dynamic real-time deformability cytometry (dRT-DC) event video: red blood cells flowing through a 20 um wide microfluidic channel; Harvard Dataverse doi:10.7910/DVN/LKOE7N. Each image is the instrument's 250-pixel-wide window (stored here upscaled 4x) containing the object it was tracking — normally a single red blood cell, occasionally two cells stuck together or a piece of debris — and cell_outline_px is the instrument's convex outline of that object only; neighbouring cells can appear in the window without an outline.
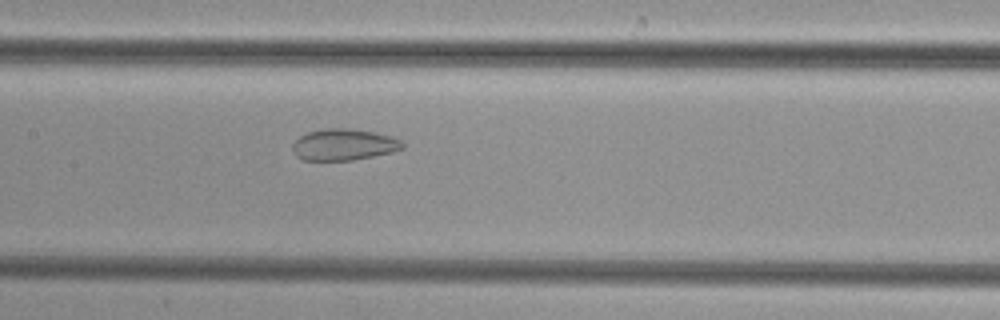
{"species": "common noctule bat (a hibernating species)", "species_latin": "Nyctalus noctula", "temperature_condition": "cold", "stored_images_in_passage": 49, "camera_frame_rate_fps": 3000, "um_per_image_px": 0.085, "animal": {"sex": "female", "body_mass_g": 29.2, "forearm_length_mm": 56.3}, "frame": {"image": 1, "passage_image": 23, "time_ms": 7.333, "image_size_px": [1000, 320], "cell_outline_px": [[404, 148], [392, 152], [352, 160], [304, 160], [296, 156], [292, 148], [292, 144], [300, 136], [308, 132], [324, 128], [352, 128], [392, 136], [400, 140], [404, 144]], "centroid_in_image_um": [29.22, 12.29], "position_along_channel_um": 178.2, "area_um2": 20.11}}
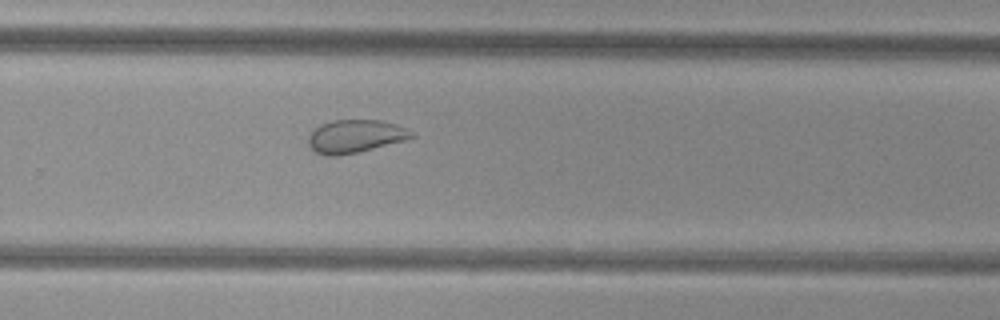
{"frame": {"image": 2, "passage_image": 32, "time_ms": 10.333, "image_size_px": [1000, 320], "cell_outline_px": [[416, 136], [408, 140], [356, 152], [336, 156], [328, 156], [316, 152], [308, 144], [308, 136], [320, 124], [332, 120], [380, 120], [396, 124], [416, 132]], "centroid_in_image_um": [30.25, 11.57], "position_along_channel_um": 299.6, "area_um2": 19.94}}
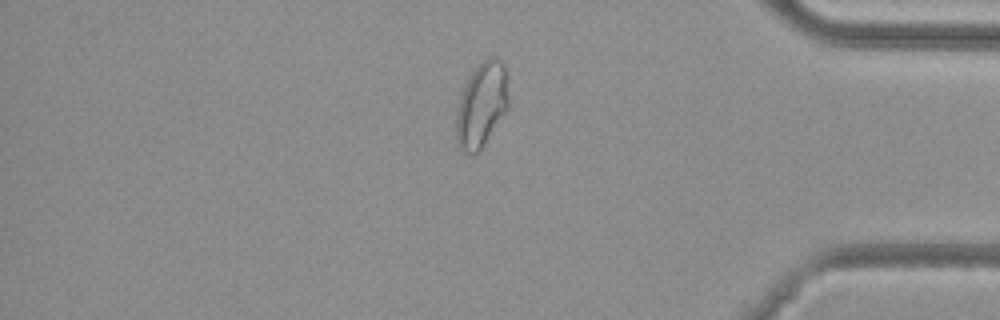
{"frame": {"image": 3, "passage_image": 41, "time_ms": 13.333, "image_size_px": [1000, 320], "cell_outline_px": [[508, 108], [484, 144], [472, 156], [464, 152], [456, 144], [456, 112], [460, 96], [472, 72], [488, 56], [496, 56], [504, 64], [508, 96]], "centroid_in_image_um": [40.92, 8.93], "position_along_channel_um": 394.3, "area_um2": 25.61}}